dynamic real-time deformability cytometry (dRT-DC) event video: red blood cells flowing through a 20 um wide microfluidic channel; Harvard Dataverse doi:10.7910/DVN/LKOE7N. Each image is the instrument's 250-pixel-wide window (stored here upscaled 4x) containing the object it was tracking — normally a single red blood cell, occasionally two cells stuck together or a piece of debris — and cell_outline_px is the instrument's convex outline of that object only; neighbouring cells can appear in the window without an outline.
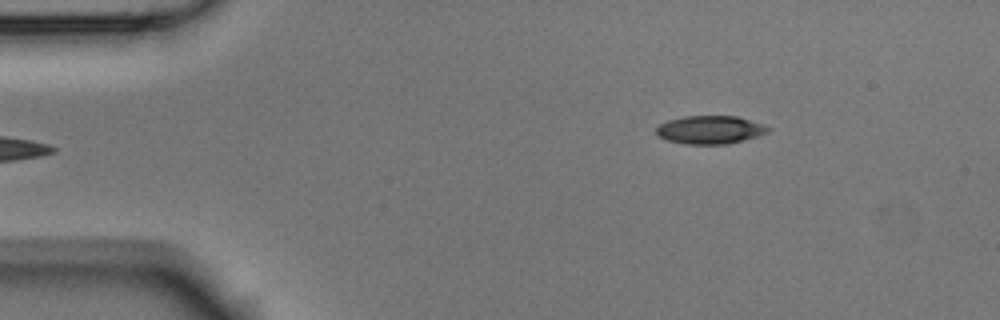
{"species": "Egyptian fruit bat (a non-hibernating species)", "species_latin": "Rousettus aegyptiacus", "temperature_condition": "room temperature", "stored_images_in_passage": 4, "camera_frame_rate_fps": 3000, "um_per_image_px": 0.085, "animal": {"sex": "male"}, "frame": {"image": 1, "passage_image": 4, "time_ms": 1.0, "image_size_px": [1000, 320], "cell_outline_px": [[772, 128], [768, 132], [744, 140], [728, 144], [688, 144], [664, 140], [656, 136], [656, 128], [660, 124], [668, 120], [684, 116], [736, 116]], "centroid_in_image_um": [60.3, 11.04], "position_along_channel_um": 24.7, "area_um2": 18.32}}